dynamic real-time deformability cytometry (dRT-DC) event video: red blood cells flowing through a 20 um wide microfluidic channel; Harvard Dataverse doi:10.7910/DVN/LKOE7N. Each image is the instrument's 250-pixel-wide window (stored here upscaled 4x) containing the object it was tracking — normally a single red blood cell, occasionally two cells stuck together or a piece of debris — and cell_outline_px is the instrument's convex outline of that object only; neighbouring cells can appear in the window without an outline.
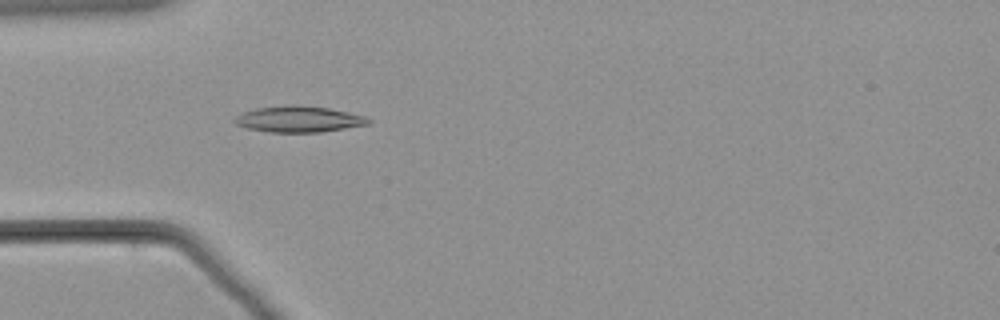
{"species": "common noctule bat (a hibernating species)", "species_latin": "Nyctalus noctula", "temperature_condition": "warm", "stored_images_in_passage": 45, "camera_frame_rate_fps": 3000, "um_per_image_px": 0.085, "animal": {"sex": "male", "body_mass_g": 21.5, "forearm_length_mm": 52.0}, "frame": {"image": 1, "passage_image": 4, "time_ms": 1.0, "image_size_px": [1000, 320], "cell_outline_px": [[372, 124], [320, 132], [272, 132], [248, 128], [236, 124], [232, 120], [236, 116], [244, 112], [256, 108], [288, 104], [292, 104], [328, 108], [348, 112], [364, 116], [372, 120]], "centroid_in_image_um": [25.42, 10.12], "position_along_channel_um": 59.6, "area_um2": 20.35}}
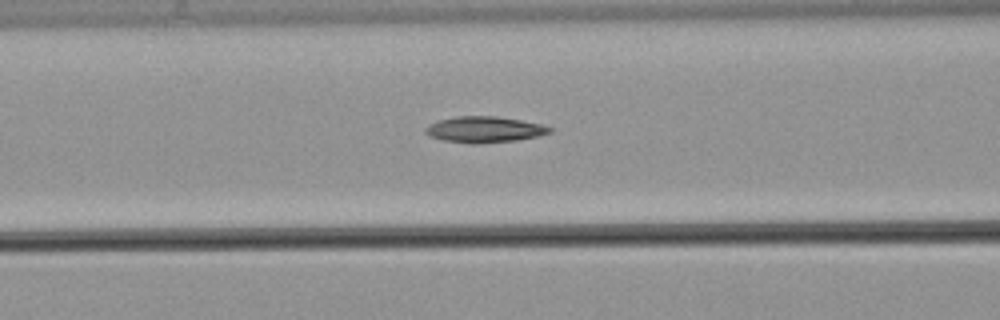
{"frame": {"image": 2, "passage_image": 10, "time_ms": 3.0, "image_size_px": [1000, 320], "cell_outline_px": [[552, 132], [536, 136], [516, 140], [476, 144], [472, 144], [444, 140], [432, 136], [424, 132], [424, 128], [428, 124], [440, 120], [456, 116], [496, 116], [520, 120], [540, 124], [552, 128]], "centroid_in_image_um": [41.15, 11.0], "position_along_channel_um": 125.5, "area_um2": 18.67}}
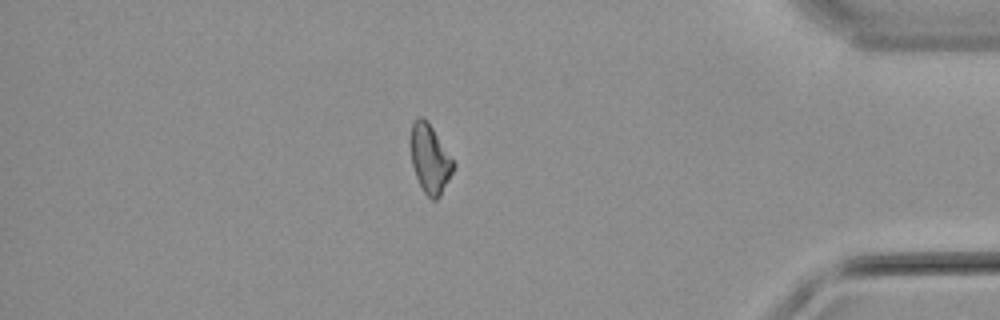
{"frame": {"image": 3, "passage_image": 37, "time_ms": 12.0, "image_size_px": [1000, 320], "cell_outline_px": [[456, 164], [440, 196], [436, 200], [432, 200], [424, 192], [416, 176], [412, 164], [408, 144], [408, 136], [412, 124], [420, 116], [428, 120]], "centroid_in_image_um": [36.51, 13.45], "position_along_channel_um": 398.7, "area_um2": 17.4}}